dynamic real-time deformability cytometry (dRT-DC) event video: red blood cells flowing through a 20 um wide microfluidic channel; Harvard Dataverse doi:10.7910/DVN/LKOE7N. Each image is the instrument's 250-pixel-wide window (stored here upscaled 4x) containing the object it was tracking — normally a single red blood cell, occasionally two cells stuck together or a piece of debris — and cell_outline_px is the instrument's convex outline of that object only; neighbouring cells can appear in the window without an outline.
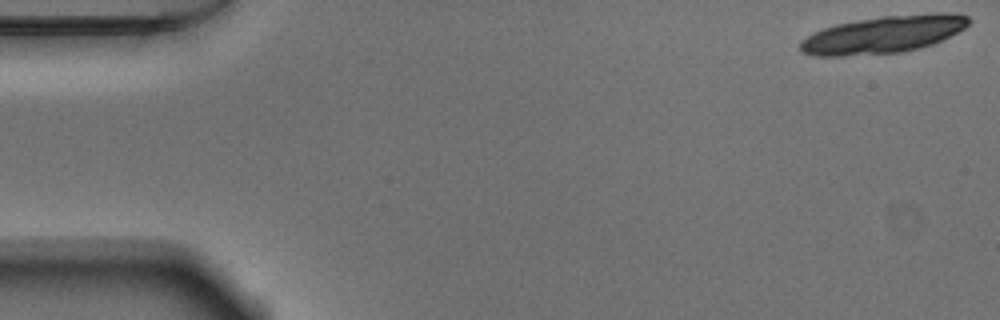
{"species": "Egyptian fruit bat (a non-hibernating species)", "species_latin": "Rousettus aegyptiacus", "temperature_condition": "warm", "stored_images_in_passage": 18, "camera_frame_rate_fps": 3000, "um_per_image_px": 0.085, "animal": {"sex": "male"}, "frame": {"image": 1, "passage_image": 1, "time_ms": 0.0, "image_size_px": [1000, 320], "cell_outline_px": [[972, 20], [964, 28], [932, 44], [900, 52], [844, 56], [816, 56], [800, 52], [800, 40], [812, 32], [836, 24], [884, 16], [932, 12], [960, 12], [968, 16]], "centroid_in_image_um": [75.09, 2.91], "position_along_channel_um": 9.9, "area_um2": 36.7}}